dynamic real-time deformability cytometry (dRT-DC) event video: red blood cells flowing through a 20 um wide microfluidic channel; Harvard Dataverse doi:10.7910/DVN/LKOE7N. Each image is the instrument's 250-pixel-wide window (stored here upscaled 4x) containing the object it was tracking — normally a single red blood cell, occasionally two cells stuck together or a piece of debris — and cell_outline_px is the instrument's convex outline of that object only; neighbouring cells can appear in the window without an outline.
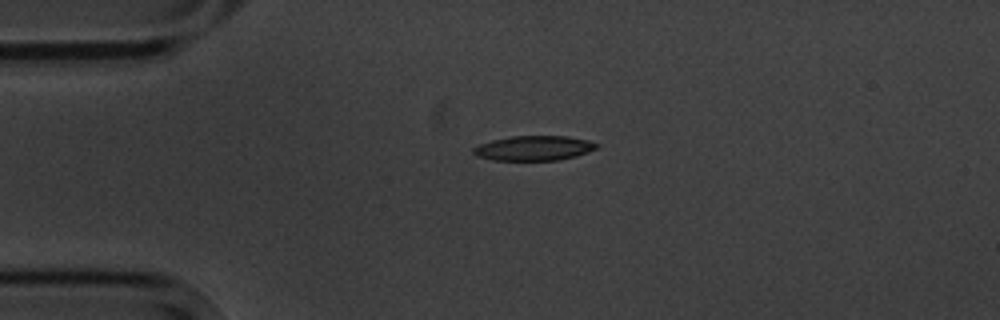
{"species": "common noctule bat (a hibernating species)", "species_latin": "Nyctalus noctula", "temperature_condition": "cold", "stored_images_in_passage": 3, "camera_frame_rate_fps": 3000, "um_per_image_px": 0.085, "animal": {"sex": "male", "body_mass_g": 20.1, "forearm_length_mm": 53.5}, "frame": {"image": 1, "passage_image": 1, "time_ms": 0.0, "image_size_px": [1000, 320], "cell_outline_px": [[600, 144], [596, 148], [588, 152], [576, 156], [556, 160], [492, 160], [476, 156], [472, 152], [472, 148], [480, 144], [492, 140], [512, 136], [568, 136], [588, 140]], "centroid_in_image_um": [45.37, 12.59], "position_along_channel_um": 39.6, "area_um2": 17.8}}